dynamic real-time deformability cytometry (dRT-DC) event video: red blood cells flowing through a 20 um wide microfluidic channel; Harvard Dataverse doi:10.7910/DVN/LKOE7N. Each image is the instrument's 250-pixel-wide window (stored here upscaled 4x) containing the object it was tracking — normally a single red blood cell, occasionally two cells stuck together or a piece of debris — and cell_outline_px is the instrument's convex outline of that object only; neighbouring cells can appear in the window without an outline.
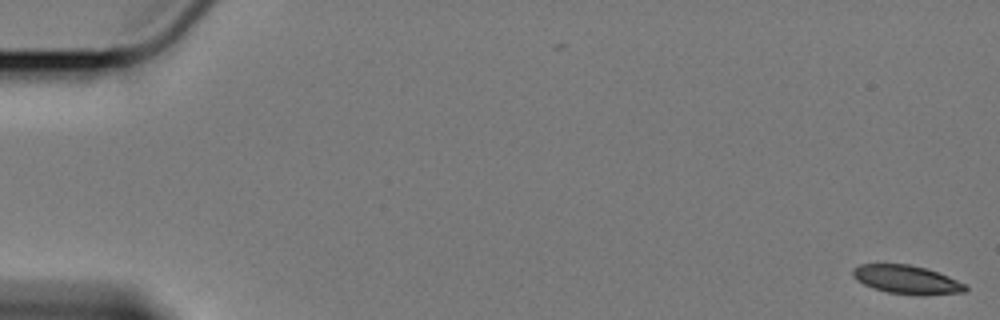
{"species": "Egyptian fruit bat (a non-hibernating species)", "species_latin": "Rousettus aegyptiacus", "temperature_condition": "cold", "stored_images_in_passage": 2, "camera_frame_rate_fps": 3000, "um_per_image_px": 0.085, "animal": {"sex": "female"}, "frame": {"image": 1, "passage_image": 2, "time_ms": 0.333, "image_size_px": [1000, 320], "cell_outline_px": [[968, 288], [964, 292], [924, 296], [920, 296], [888, 292], [872, 288], [856, 280], [852, 276], [852, 268], [860, 264], [908, 264], [924, 268], [948, 276], [964, 284]], "centroid_in_image_um": [77.04, 23.78], "position_along_channel_um": 8.0, "area_um2": 18.79}}